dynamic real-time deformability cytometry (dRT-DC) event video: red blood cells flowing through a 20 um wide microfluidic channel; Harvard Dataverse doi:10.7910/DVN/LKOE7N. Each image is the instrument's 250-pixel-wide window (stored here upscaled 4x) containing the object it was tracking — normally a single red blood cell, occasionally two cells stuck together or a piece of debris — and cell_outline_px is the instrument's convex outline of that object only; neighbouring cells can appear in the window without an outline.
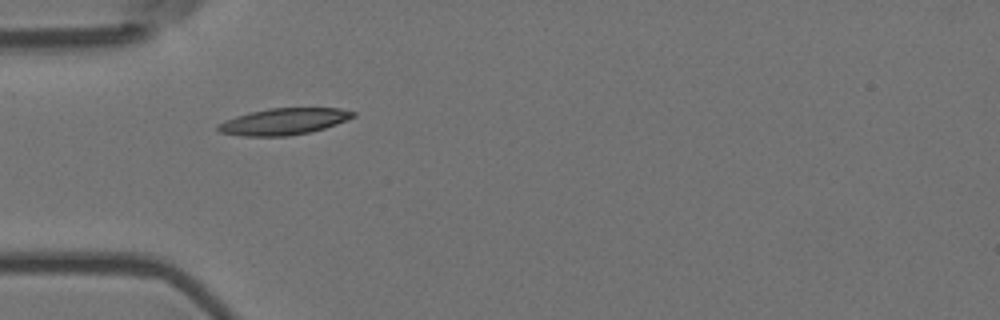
{"species": "Egyptian fruit bat (a non-hibernating species)", "species_latin": "Rousettus aegyptiacus", "temperature_condition": "room temperature", "stored_images_in_passage": 5, "camera_frame_rate_fps": 3000, "um_per_image_px": 0.085, "animal": {"sex": "female"}, "frame": {"image": 1, "passage_image": 4, "time_ms": 1.0, "image_size_px": [1000, 320], "cell_outline_px": [[356, 116], [336, 124], [324, 128], [308, 132], [288, 136], [244, 136], [220, 132], [216, 128], [216, 124], [224, 120], [236, 116], [268, 108], [340, 108], [356, 112]], "centroid_in_image_um": [24.11, 10.32], "position_along_channel_um": 60.9, "area_um2": 20.81}}
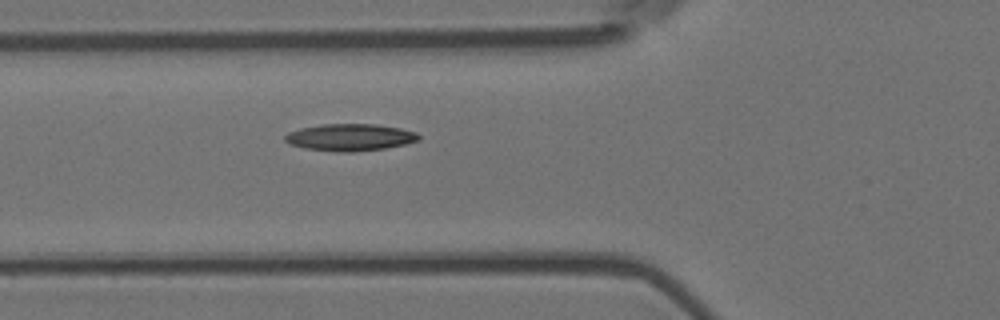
{"frame": {"image": 2, "passage_image": 5, "time_ms": 1.333, "image_size_px": [1000, 320], "cell_outline_px": [[420, 140], [404, 144], [384, 148], [352, 152], [336, 152], [304, 148], [292, 144], [284, 140], [284, 136], [288, 132], [300, 128], [324, 124], [376, 124], [400, 128], [416, 132], [420, 136]], "centroid_in_image_um": [29.75, 11.67], "position_along_channel_um": 96.0, "area_um2": 20.98}}